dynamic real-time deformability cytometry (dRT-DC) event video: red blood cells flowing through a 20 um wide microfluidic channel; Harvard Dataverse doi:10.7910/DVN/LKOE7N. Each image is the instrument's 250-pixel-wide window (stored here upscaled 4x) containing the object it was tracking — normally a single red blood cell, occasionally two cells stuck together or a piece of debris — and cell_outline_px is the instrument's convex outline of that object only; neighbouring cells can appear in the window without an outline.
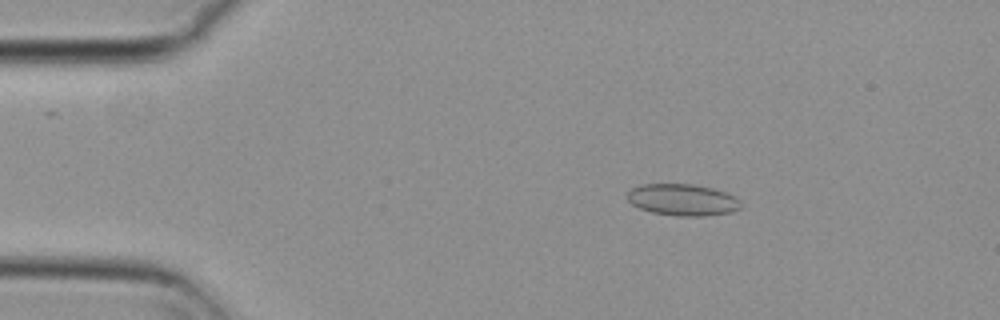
{"species": "common noctule bat (a hibernating species)", "species_latin": "Nyctalus noctula", "temperature_condition": "cold", "stored_images_in_passage": 56, "camera_frame_rate_fps": 3000, "um_per_image_px": 0.085, "animal": {"sex": "female", "body_mass_g": 29.2, "forearm_length_mm": 56.3}, "frame": {"image": 1, "passage_image": 10, "time_ms": 3.0, "image_size_px": [1000, 320], "cell_outline_px": [[740, 208], [732, 212], [704, 216], [676, 216], [652, 212], [640, 208], [632, 204], [628, 200], [628, 192], [632, 188], [640, 184], [692, 184], [712, 188], [736, 196], [740, 200]], "centroid_in_image_um": [58.03, 16.98], "position_along_channel_um": 27.0, "area_um2": 20.92}}
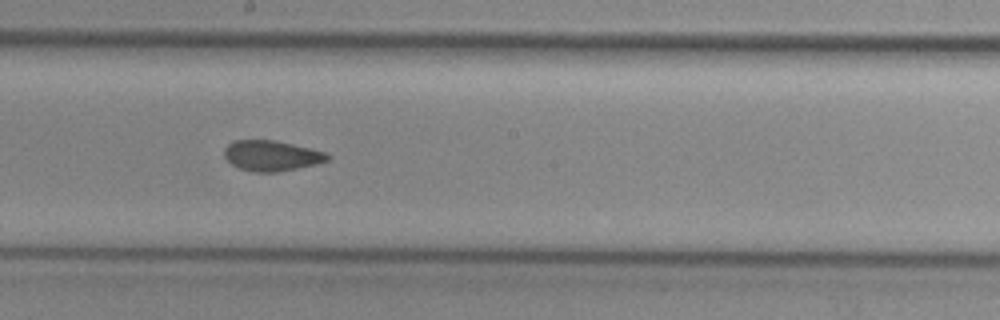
{"frame": {"image": 2, "passage_image": 31, "time_ms": 10.0, "image_size_px": [1000, 320], "cell_outline_px": [[332, 156], [328, 160], [316, 164], [280, 172], [256, 172], [240, 168], [232, 164], [224, 156], [224, 148], [232, 140], [276, 140], [324, 152]], "centroid_in_image_um": [23.07, 13.23], "position_along_channel_um": 225.1, "area_um2": 18.26}}
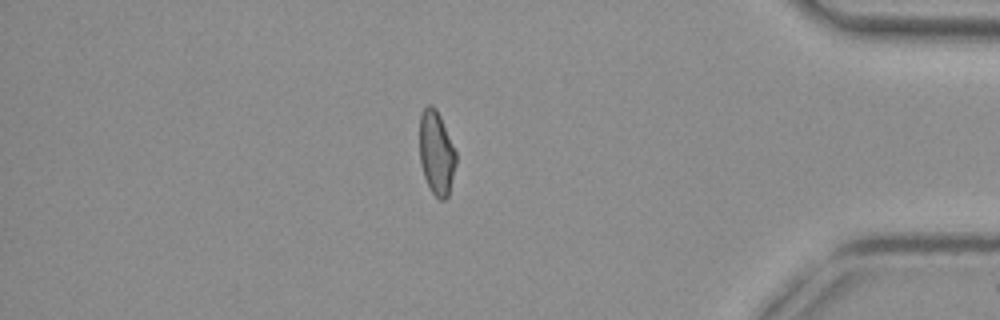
{"frame": {"image": 3, "passage_image": 48, "time_ms": 15.667, "image_size_px": [1000, 320], "cell_outline_px": [[456, 164], [448, 196], [444, 200], [440, 200], [432, 192], [424, 176], [420, 164], [420, 116], [424, 108], [428, 104], [432, 104], [436, 108], [440, 116], [456, 152]], "centroid_in_image_um": [37.09, 12.99], "position_along_channel_um": 398.1, "area_um2": 17.69}, "authors_computed_cell_mechanics": {"area_um2": 18.9295, "velocity_mm_per_s": 3.7142, "shape_relaxation_time_tau1_ms": null, "shape_relaxation_time_tau2_ms": 2.6865, "deformation_change_tau1": null, "deformation_change_tau2": 0.0839}}